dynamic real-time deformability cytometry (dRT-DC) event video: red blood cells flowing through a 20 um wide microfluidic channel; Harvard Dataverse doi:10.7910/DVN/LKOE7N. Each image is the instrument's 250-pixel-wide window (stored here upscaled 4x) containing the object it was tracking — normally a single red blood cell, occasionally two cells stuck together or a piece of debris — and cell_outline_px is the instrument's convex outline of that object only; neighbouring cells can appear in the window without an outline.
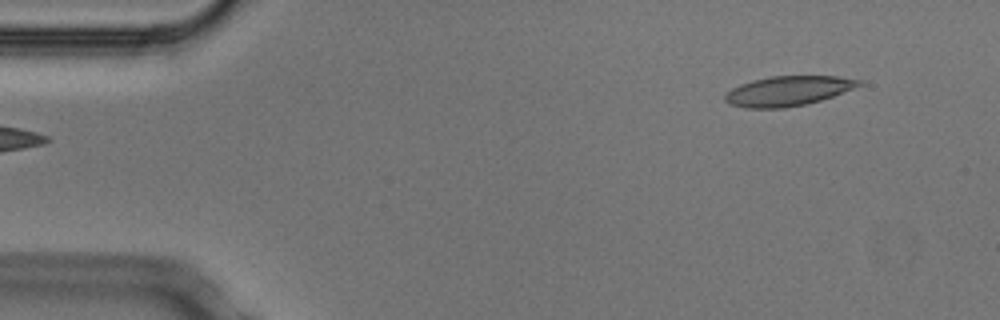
{"species": "Egyptian fruit bat (a non-hibernating species)", "species_latin": "Rousettus aegyptiacus", "temperature_condition": "cold", "stored_images_in_passage": 5, "segment_of_instrument_passage": [2, 2], "camera_frame_rate_fps": 3000, "um_per_image_px": 0.085, "animal": {"sex": "male"}, "frame": {"image": 1, "passage_image": 5, "time_ms": 1.333, "image_size_px": [1000, 320], "cell_outline_px": [[864, 84], [832, 96], [820, 100], [804, 104], [784, 108], [744, 108], [728, 104], [724, 100], [724, 96], [732, 88], [740, 84], [752, 80], [772, 76], [836, 76], [864, 80]], "centroid_in_image_um": [66.97, 7.73], "position_along_channel_um": 18.0, "area_um2": 23.24}}